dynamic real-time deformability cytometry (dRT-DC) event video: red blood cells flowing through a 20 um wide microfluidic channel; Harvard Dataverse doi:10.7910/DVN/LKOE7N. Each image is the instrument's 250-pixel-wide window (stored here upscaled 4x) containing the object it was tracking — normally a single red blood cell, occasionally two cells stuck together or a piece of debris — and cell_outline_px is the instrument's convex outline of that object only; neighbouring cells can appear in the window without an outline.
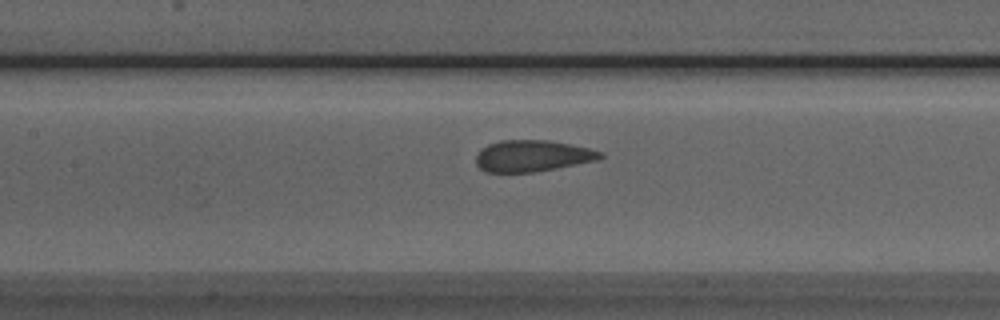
{"species": "Egyptian fruit bat (a non-hibernating species)", "species_latin": "Rousettus aegyptiacus", "temperature_condition": "room temperature", "stored_images_in_passage": 46, "camera_frame_rate_fps": 3000, "um_per_image_px": 0.085, "animal": {"sex": "male"}, "frame": {"image": 1, "passage_image": 18, "time_ms": 5.667, "image_size_px": [1000, 320], "cell_outline_px": [[604, 156], [596, 160], [556, 168], [532, 172], [484, 172], [476, 164], [476, 152], [480, 148], [488, 144], [500, 140], [548, 140], [588, 148], [600, 152]], "centroid_in_image_um": [45.17, 13.25], "position_along_channel_um": 162.2, "area_um2": 22.66}}
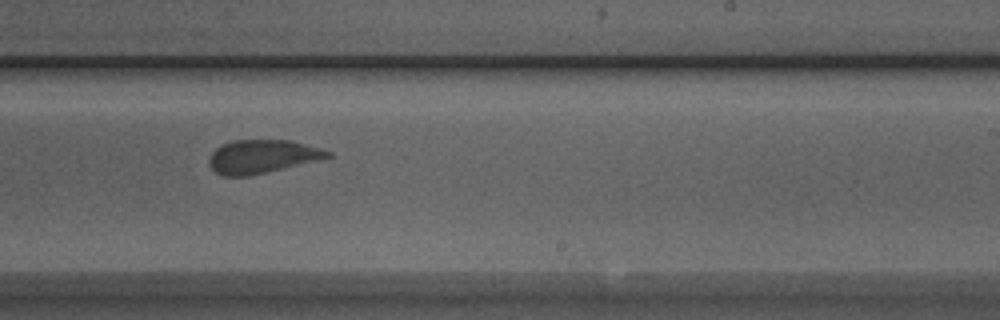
{"frame": {"image": 2, "passage_image": 26, "time_ms": 8.333, "image_size_px": [1000, 320], "cell_outline_px": [[332, 156], [320, 160], [248, 176], [220, 176], [208, 164], [208, 160], [212, 152], [220, 144], [232, 140], [288, 140], [320, 148], [332, 152]], "centroid_in_image_um": [22.25, 13.3], "position_along_channel_um": 266.7, "area_um2": 23.12}}
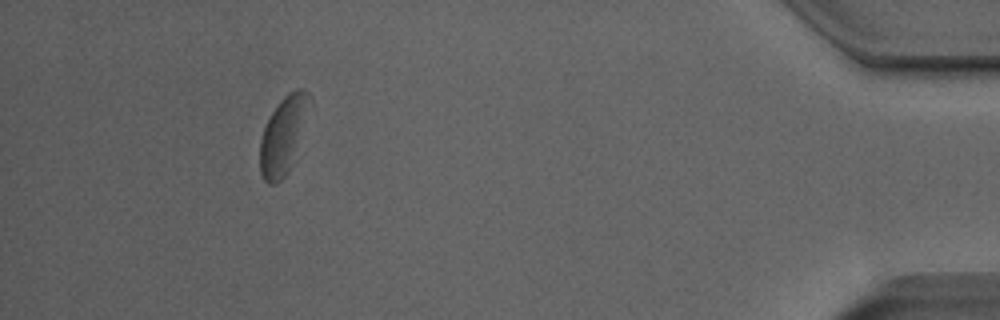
{"frame": {"image": 3, "passage_image": 42, "time_ms": 13.667, "image_size_px": [1000, 320], "cell_outline_px": [[312, 104], [292, 164], [288, 172], [276, 184], [268, 184], [264, 180], [260, 172], [260, 140], [264, 128], [272, 112], [280, 100], [288, 92], [296, 88], [304, 88], [308, 92], [312, 100]], "centroid_in_image_um": [24.11, 11.45], "position_along_channel_um": 411.1, "area_um2": 22.48}, "authors_computed_cell_mechanics": {"area_um2": 23.5246, "velocity_mm_per_s": 3.9357, "shape_relaxation_time_tau1_ms": 3.2704, "shape_relaxation_time_tau2_ms": 0.9485, "deformation_change_tau1": 0.108, "deformation_change_tau2": 0.0637}}